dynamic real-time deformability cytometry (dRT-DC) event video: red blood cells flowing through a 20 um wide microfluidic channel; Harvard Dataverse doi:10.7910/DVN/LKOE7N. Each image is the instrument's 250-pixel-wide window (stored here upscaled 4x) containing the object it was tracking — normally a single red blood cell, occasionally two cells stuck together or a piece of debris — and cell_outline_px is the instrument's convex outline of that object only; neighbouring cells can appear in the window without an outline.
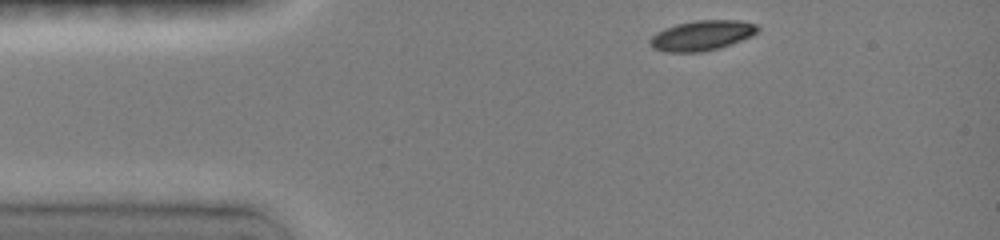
{"species": "common noctule bat (a hibernating species)", "species_latin": "Nyctalus noctula", "temperature_condition": "room temperature", "stored_images_in_passage": 3, "camera_frame_rate_fps": 3000, "um_per_image_px": 0.085, "animal": {"sex": "female", "body_mass_g": 19.0, "forearm_length_mm": 51.5}, "frame": {"image": 1, "passage_image": 1, "time_ms": 0.0, "image_size_px": [1000, 240], "cell_outline_px": [[760, 28], [752, 36], [716, 48], [700, 52], [668, 52], [656, 48], [648, 40], [656, 32], [664, 28], [676, 24], [696, 20], [736, 20], [756, 24]], "centroid_in_image_um": [59.65, 2.99], "position_along_channel_um": 25.4, "area_um2": 18.5}}
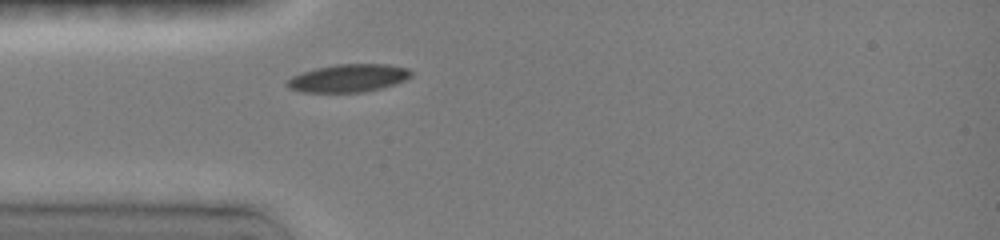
{"frame": {"image": 2, "passage_image": 3, "time_ms": 2.0, "image_size_px": [1000, 240], "cell_outline_px": [[412, 76], [404, 80], [380, 88], [360, 92], [304, 92], [288, 88], [284, 84], [292, 76], [316, 68], [336, 64], [388, 64], [408, 68], [412, 72]], "centroid_in_image_um": [29.6, 6.63], "position_along_channel_um": 55.4, "area_um2": 19.94}}